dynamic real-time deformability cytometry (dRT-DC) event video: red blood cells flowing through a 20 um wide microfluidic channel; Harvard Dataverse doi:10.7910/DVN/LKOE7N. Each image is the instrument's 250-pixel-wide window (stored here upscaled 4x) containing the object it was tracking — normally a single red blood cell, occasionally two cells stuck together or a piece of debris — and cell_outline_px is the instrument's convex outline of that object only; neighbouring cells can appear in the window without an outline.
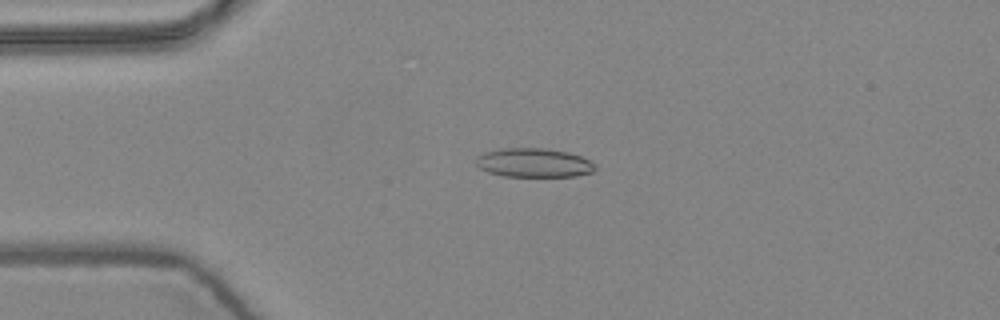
{"species": "common noctule bat (a hibernating species)", "species_latin": "Nyctalus noctula", "temperature_condition": "warm", "stored_images_in_passage": 5, "camera_frame_rate_fps": 3000, "um_per_image_px": 0.085, "animal": {"sex": "female", "body_mass_g": 24.6, "forearm_length_mm": 56.2}, "frame": {"image": 1, "passage_image": 3, "time_ms": 0.667, "image_size_px": [1000, 320], "cell_outline_px": [[596, 168], [592, 172], [576, 176], [504, 176], [488, 172], [480, 168], [476, 164], [476, 156], [484, 152], [500, 148], [544, 148], [568, 152], [580, 156], [596, 164]], "centroid_in_image_um": [45.36, 13.83], "position_along_channel_um": 39.6, "area_um2": 20.17}}
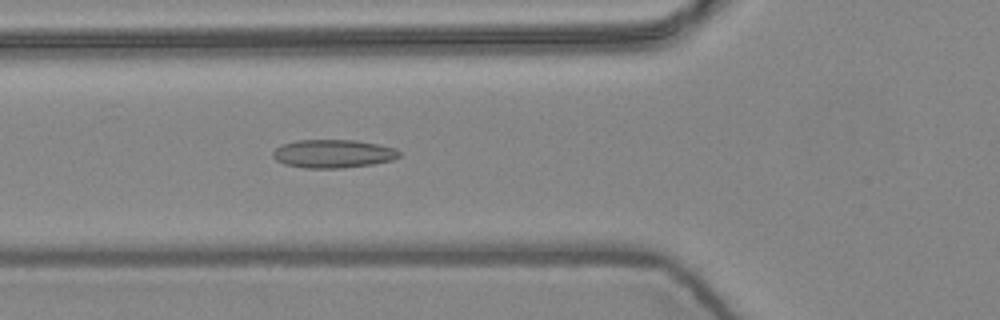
{"frame": {"image": 2, "passage_image": 5, "time_ms": 1.333, "image_size_px": [1000, 320], "cell_outline_px": [[400, 156], [392, 160], [372, 164], [340, 168], [304, 168], [284, 164], [276, 160], [272, 156], [272, 152], [280, 144], [296, 140], [356, 140], [396, 148], [400, 152]], "centroid_in_image_um": [28.28, 13.06], "position_along_channel_um": 97.5, "area_um2": 20.92}}